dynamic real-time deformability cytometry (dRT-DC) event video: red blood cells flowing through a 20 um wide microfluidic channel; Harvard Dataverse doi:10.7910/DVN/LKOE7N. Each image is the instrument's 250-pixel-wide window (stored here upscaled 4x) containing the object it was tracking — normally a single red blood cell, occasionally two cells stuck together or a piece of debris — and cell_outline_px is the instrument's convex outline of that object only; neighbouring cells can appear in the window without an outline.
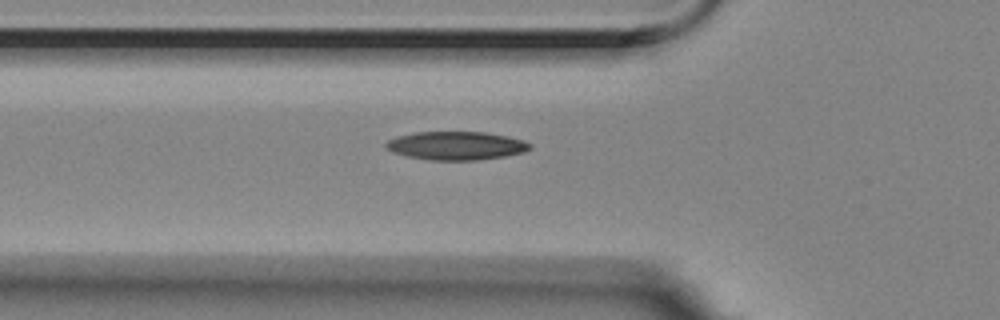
{"species": "Egyptian fruit bat (a non-hibernating species)", "species_latin": "Rousettus aegyptiacus", "temperature_condition": "room temperature", "stored_images_in_passage": 4, "camera_frame_rate_fps": 3000, "um_per_image_px": 0.085, "animal": {"sex": "female"}, "frame": {"image": 1, "passage_image": 4, "time_ms": 1.0, "image_size_px": [1000, 320], "cell_outline_px": [[532, 148], [524, 152], [504, 156], [480, 160], [428, 160], [408, 156], [392, 152], [384, 148], [384, 144], [388, 140], [396, 136], [416, 132], [484, 132], [508, 136], [524, 140], [532, 144]], "centroid_in_image_um": [38.77, 12.38], "position_along_channel_um": 87.0, "area_um2": 24.04}}